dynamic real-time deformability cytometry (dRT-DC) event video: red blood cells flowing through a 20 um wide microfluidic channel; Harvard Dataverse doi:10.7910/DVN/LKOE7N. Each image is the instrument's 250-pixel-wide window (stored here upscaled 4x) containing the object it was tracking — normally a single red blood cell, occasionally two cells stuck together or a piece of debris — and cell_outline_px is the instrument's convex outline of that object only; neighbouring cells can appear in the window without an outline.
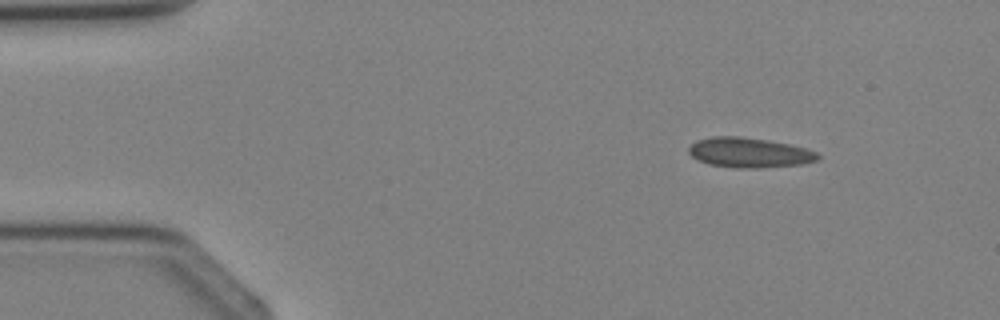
{"species": "Egyptian fruit bat (a non-hibernating species)", "species_latin": "Rousettus aegyptiacus", "temperature_condition": "cold", "stored_images_in_passage": 2, "camera_frame_rate_fps": 3000, "um_per_image_px": 0.085, "animal": {"sex": "female"}, "frame": {"image": 1, "passage_image": 1, "time_ms": 0.0, "image_size_px": [1000, 320], "cell_outline_px": [[820, 156], [816, 160], [800, 164], [756, 168], [736, 168], [708, 164], [692, 156], [688, 152], [688, 148], [696, 140], [712, 136], [740, 136], [768, 140], [808, 148], [816, 152]], "centroid_in_image_um": [63.67, 12.96], "position_along_channel_um": 21.3, "area_um2": 22.43}}